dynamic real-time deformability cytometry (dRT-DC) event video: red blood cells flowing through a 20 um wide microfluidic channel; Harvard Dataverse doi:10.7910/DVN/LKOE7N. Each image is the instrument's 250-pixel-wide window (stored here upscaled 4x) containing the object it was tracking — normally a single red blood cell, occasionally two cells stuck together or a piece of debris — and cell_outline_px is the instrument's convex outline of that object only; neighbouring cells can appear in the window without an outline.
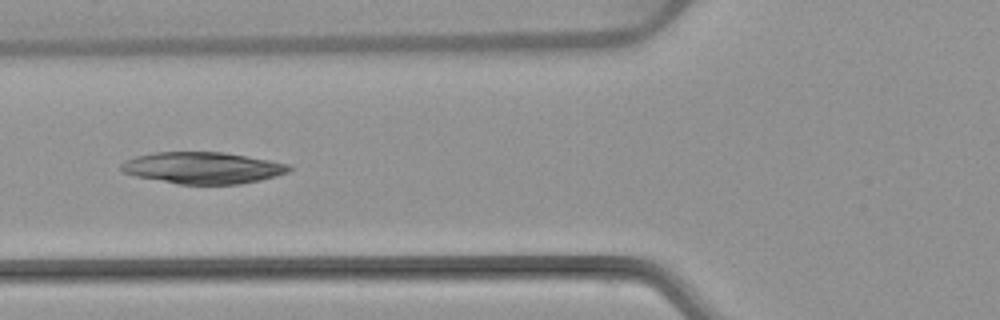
{"species": "common noctule bat (a hibernating species)", "species_latin": "Nyctalus noctula", "temperature_condition": "warm", "stored_images_in_passage": 6, "camera_frame_rate_fps": 3000, "um_per_image_px": 0.085, "animal": {"sex": "female", "body_mass_g": 22.7, "forearm_length_mm": 54.2}, "frame": {"image": 1, "passage_image": 6, "time_ms": 6.0, "image_size_px": [1000, 320], "cell_outline_px": [[292, 168], [288, 172], [276, 176], [260, 180], [240, 184], [180, 184], [136, 176], [124, 172], [120, 168], [120, 164], [124, 160], [136, 156], [156, 152], [224, 152], [268, 160], [288, 164]], "centroid_in_image_um": [17.22, 14.26], "position_along_channel_um": 108.6, "area_um2": 30.75}}